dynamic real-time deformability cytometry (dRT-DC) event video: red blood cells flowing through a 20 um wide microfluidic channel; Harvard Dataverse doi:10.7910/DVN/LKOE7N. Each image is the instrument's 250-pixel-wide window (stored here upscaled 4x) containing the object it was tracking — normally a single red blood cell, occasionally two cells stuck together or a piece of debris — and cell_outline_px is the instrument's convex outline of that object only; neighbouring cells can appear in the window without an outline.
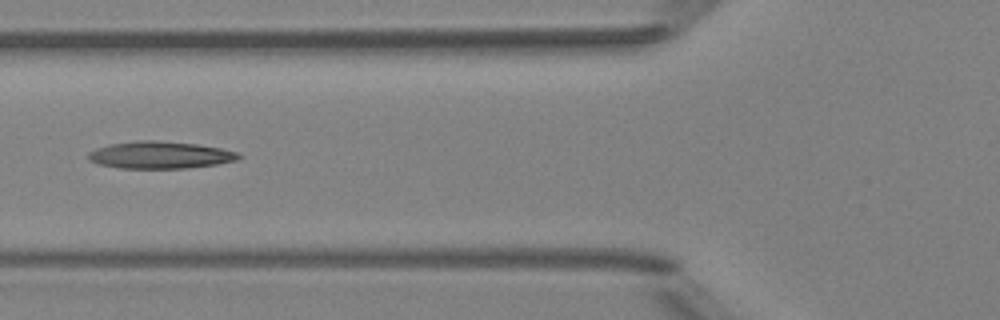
{"species": "Egyptian fruit bat (a non-hibernating species)", "species_latin": "Rousettus aegyptiacus", "temperature_condition": "room temperature", "stored_images_in_passage": 5, "camera_frame_rate_fps": 3000, "um_per_image_px": 0.085, "animal": {"sex": "female"}, "frame": {"image": 1, "passage_image": 5, "time_ms": 4.667, "image_size_px": [1000, 320], "cell_outline_px": [[244, 156], [236, 160], [216, 164], [188, 168], [120, 168], [96, 164], [88, 160], [88, 152], [96, 148], [108, 144], [140, 140], [156, 140], [196, 144], [220, 148], [240, 152]], "centroid_in_image_um": [13.59, 13.17], "position_along_channel_um": 112.2, "area_um2": 23.99}}